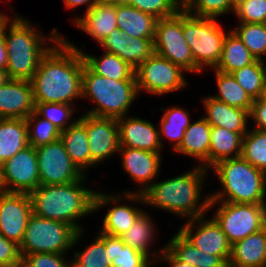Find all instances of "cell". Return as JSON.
Wrapping results in <instances>:
<instances>
[{
    "label": "cell",
    "mask_w": 266,
    "mask_h": 267,
    "mask_svg": "<svg viewBox=\"0 0 266 267\" xmlns=\"http://www.w3.org/2000/svg\"><path fill=\"white\" fill-rule=\"evenodd\" d=\"M81 51L64 37L54 43L30 80L34 103L74 105V99L82 98L85 63Z\"/></svg>",
    "instance_id": "obj_1"
},
{
    "label": "cell",
    "mask_w": 266,
    "mask_h": 267,
    "mask_svg": "<svg viewBox=\"0 0 266 267\" xmlns=\"http://www.w3.org/2000/svg\"><path fill=\"white\" fill-rule=\"evenodd\" d=\"M208 170L197 165L192 171L164 181L153 182L142 193L124 192L122 198L128 202L146 203L177 216L189 217L191 220L209 211L210 194L201 200V188Z\"/></svg>",
    "instance_id": "obj_2"
},
{
    "label": "cell",
    "mask_w": 266,
    "mask_h": 267,
    "mask_svg": "<svg viewBox=\"0 0 266 267\" xmlns=\"http://www.w3.org/2000/svg\"><path fill=\"white\" fill-rule=\"evenodd\" d=\"M85 179L86 175L72 183L39 185L29 194L33 214L65 222L77 231L83 230L77 220L94 212L96 194V191L82 186Z\"/></svg>",
    "instance_id": "obj_3"
},
{
    "label": "cell",
    "mask_w": 266,
    "mask_h": 267,
    "mask_svg": "<svg viewBox=\"0 0 266 267\" xmlns=\"http://www.w3.org/2000/svg\"><path fill=\"white\" fill-rule=\"evenodd\" d=\"M11 20L3 23L8 53L6 71L10 79L30 81L37 71L41 58L53 46L52 43H56L62 36L55 28L51 31V37L48 36L47 39L43 33L30 25L28 19L17 16L16 12ZM46 41L49 43L46 44Z\"/></svg>",
    "instance_id": "obj_4"
},
{
    "label": "cell",
    "mask_w": 266,
    "mask_h": 267,
    "mask_svg": "<svg viewBox=\"0 0 266 267\" xmlns=\"http://www.w3.org/2000/svg\"><path fill=\"white\" fill-rule=\"evenodd\" d=\"M221 189L210 195V201L266 204V173L242 157L225 159L213 167Z\"/></svg>",
    "instance_id": "obj_5"
},
{
    "label": "cell",
    "mask_w": 266,
    "mask_h": 267,
    "mask_svg": "<svg viewBox=\"0 0 266 267\" xmlns=\"http://www.w3.org/2000/svg\"><path fill=\"white\" fill-rule=\"evenodd\" d=\"M139 95L136 80H112L93 73L85 64L82 74V99L89 98L94 108L86 114L120 118L128 114L131 103ZM97 105V106H95Z\"/></svg>",
    "instance_id": "obj_6"
},
{
    "label": "cell",
    "mask_w": 266,
    "mask_h": 267,
    "mask_svg": "<svg viewBox=\"0 0 266 267\" xmlns=\"http://www.w3.org/2000/svg\"><path fill=\"white\" fill-rule=\"evenodd\" d=\"M183 34L196 66L201 71L205 67L214 69L227 35L216 18L194 16L183 8Z\"/></svg>",
    "instance_id": "obj_7"
},
{
    "label": "cell",
    "mask_w": 266,
    "mask_h": 267,
    "mask_svg": "<svg viewBox=\"0 0 266 267\" xmlns=\"http://www.w3.org/2000/svg\"><path fill=\"white\" fill-rule=\"evenodd\" d=\"M83 231H77L65 222L45 219L32 214L20 244L21 254H65L79 242Z\"/></svg>",
    "instance_id": "obj_8"
},
{
    "label": "cell",
    "mask_w": 266,
    "mask_h": 267,
    "mask_svg": "<svg viewBox=\"0 0 266 267\" xmlns=\"http://www.w3.org/2000/svg\"><path fill=\"white\" fill-rule=\"evenodd\" d=\"M215 204L219 207L213 218L231 245L266 227V204L210 201L209 209Z\"/></svg>",
    "instance_id": "obj_9"
},
{
    "label": "cell",
    "mask_w": 266,
    "mask_h": 267,
    "mask_svg": "<svg viewBox=\"0 0 266 267\" xmlns=\"http://www.w3.org/2000/svg\"><path fill=\"white\" fill-rule=\"evenodd\" d=\"M155 54L170 60L187 72H201L196 66L183 34V8L175 15L157 20Z\"/></svg>",
    "instance_id": "obj_10"
},
{
    "label": "cell",
    "mask_w": 266,
    "mask_h": 267,
    "mask_svg": "<svg viewBox=\"0 0 266 267\" xmlns=\"http://www.w3.org/2000/svg\"><path fill=\"white\" fill-rule=\"evenodd\" d=\"M184 70L170 60L153 54L135 70L137 90L153 95H166L187 86Z\"/></svg>",
    "instance_id": "obj_11"
},
{
    "label": "cell",
    "mask_w": 266,
    "mask_h": 267,
    "mask_svg": "<svg viewBox=\"0 0 266 267\" xmlns=\"http://www.w3.org/2000/svg\"><path fill=\"white\" fill-rule=\"evenodd\" d=\"M35 149L40 185L72 183L86 175L71 160L60 138Z\"/></svg>",
    "instance_id": "obj_12"
},
{
    "label": "cell",
    "mask_w": 266,
    "mask_h": 267,
    "mask_svg": "<svg viewBox=\"0 0 266 267\" xmlns=\"http://www.w3.org/2000/svg\"><path fill=\"white\" fill-rule=\"evenodd\" d=\"M2 191L30 194L40 185L36 149L27 146L3 163L0 170Z\"/></svg>",
    "instance_id": "obj_13"
},
{
    "label": "cell",
    "mask_w": 266,
    "mask_h": 267,
    "mask_svg": "<svg viewBox=\"0 0 266 267\" xmlns=\"http://www.w3.org/2000/svg\"><path fill=\"white\" fill-rule=\"evenodd\" d=\"M204 217L203 215L188 219L178 232L196 248L204 253L220 256L228 264L232 245L216 220ZM194 227L197 228H195L196 231L193 229Z\"/></svg>",
    "instance_id": "obj_14"
},
{
    "label": "cell",
    "mask_w": 266,
    "mask_h": 267,
    "mask_svg": "<svg viewBox=\"0 0 266 267\" xmlns=\"http://www.w3.org/2000/svg\"><path fill=\"white\" fill-rule=\"evenodd\" d=\"M32 214L29 194L0 193V233L8 240L21 244Z\"/></svg>",
    "instance_id": "obj_15"
},
{
    "label": "cell",
    "mask_w": 266,
    "mask_h": 267,
    "mask_svg": "<svg viewBox=\"0 0 266 267\" xmlns=\"http://www.w3.org/2000/svg\"><path fill=\"white\" fill-rule=\"evenodd\" d=\"M91 161L97 165L119 151V126L116 118L85 114Z\"/></svg>",
    "instance_id": "obj_16"
},
{
    "label": "cell",
    "mask_w": 266,
    "mask_h": 267,
    "mask_svg": "<svg viewBox=\"0 0 266 267\" xmlns=\"http://www.w3.org/2000/svg\"><path fill=\"white\" fill-rule=\"evenodd\" d=\"M122 156L123 169L131 179L141 185V188L132 193H142L153 184V180L160 173L161 153H153L136 148L119 147Z\"/></svg>",
    "instance_id": "obj_17"
},
{
    "label": "cell",
    "mask_w": 266,
    "mask_h": 267,
    "mask_svg": "<svg viewBox=\"0 0 266 267\" xmlns=\"http://www.w3.org/2000/svg\"><path fill=\"white\" fill-rule=\"evenodd\" d=\"M120 147L136 148L153 153H161L159 131L152 122L140 117L117 118Z\"/></svg>",
    "instance_id": "obj_18"
},
{
    "label": "cell",
    "mask_w": 266,
    "mask_h": 267,
    "mask_svg": "<svg viewBox=\"0 0 266 267\" xmlns=\"http://www.w3.org/2000/svg\"><path fill=\"white\" fill-rule=\"evenodd\" d=\"M99 44L106 52L117 55L135 70L155 53L154 38L128 37L118 28L114 29Z\"/></svg>",
    "instance_id": "obj_19"
},
{
    "label": "cell",
    "mask_w": 266,
    "mask_h": 267,
    "mask_svg": "<svg viewBox=\"0 0 266 267\" xmlns=\"http://www.w3.org/2000/svg\"><path fill=\"white\" fill-rule=\"evenodd\" d=\"M122 202L120 195L113 196L109 194H103V192H96L94 200V212L100 210V208L106 205L115 204L116 206L108 209L107 214L103 218V226L99 232L104 234L120 237L127 232L135 222V220L143 213L142 209L135 208L133 206L119 204ZM119 204V205H118Z\"/></svg>",
    "instance_id": "obj_20"
},
{
    "label": "cell",
    "mask_w": 266,
    "mask_h": 267,
    "mask_svg": "<svg viewBox=\"0 0 266 267\" xmlns=\"http://www.w3.org/2000/svg\"><path fill=\"white\" fill-rule=\"evenodd\" d=\"M34 106L30 81L10 79L0 86V118L26 119Z\"/></svg>",
    "instance_id": "obj_21"
},
{
    "label": "cell",
    "mask_w": 266,
    "mask_h": 267,
    "mask_svg": "<svg viewBox=\"0 0 266 267\" xmlns=\"http://www.w3.org/2000/svg\"><path fill=\"white\" fill-rule=\"evenodd\" d=\"M73 24L100 43L117 29L116 3L98 1L84 16L75 17Z\"/></svg>",
    "instance_id": "obj_22"
},
{
    "label": "cell",
    "mask_w": 266,
    "mask_h": 267,
    "mask_svg": "<svg viewBox=\"0 0 266 267\" xmlns=\"http://www.w3.org/2000/svg\"><path fill=\"white\" fill-rule=\"evenodd\" d=\"M202 103L206 113L204 118L212 127H222L240 133L242 136L248 132V111L231 107L210 95L205 97Z\"/></svg>",
    "instance_id": "obj_23"
},
{
    "label": "cell",
    "mask_w": 266,
    "mask_h": 267,
    "mask_svg": "<svg viewBox=\"0 0 266 267\" xmlns=\"http://www.w3.org/2000/svg\"><path fill=\"white\" fill-rule=\"evenodd\" d=\"M228 267H266V227L232 245Z\"/></svg>",
    "instance_id": "obj_24"
},
{
    "label": "cell",
    "mask_w": 266,
    "mask_h": 267,
    "mask_svg": "<svg viewBox=\"0 0 266 267\" xmlns=\"http://www.w3.org/2000/svg\"><path fill=\"white\" fill-rule=\"evenodd\" d=\"M212 126L202 117L190 123L185 130L180 146L175 150L179 154L198 159L199 166L209 168V149Z\"/></svg>",
    "instance_id": "obj_25"
},
{
    "label": "cell",
    "mask_w": 266,
    "mask_h": 267,
    "mask_svg": "<svg viewBox=\"0 0 266 267\" xmlns=\"http://www.w3.org/2000/svg\"><path fill=\"white\" fill-rule=\"evenodd\" d=\"M157 20L126 3H116L117 27L128 37L155 38Z\"/></svg>",
    "instance_id": "obj_26"
},
{
    "label": "cell",
    "mask_w": 266,
    "mask_h": 267,
    "mask_svg": "<svg viewBox=\"0 0 266 267\" xmlns=\"http://www.w3.org/2000/svg\"><path fill=\"white\" fill-rule=\"evenodd\" d=\"M62 140L67 153L77 167L85 174L84 170L96 166L91 161L88 136L85 130V113L78 120L61 132Z\"/></svg>",
    "instance_id": "obj_27"
},
{
    "label": "cell",
    "mask_w": 266,
    "mask_h": 267,
    "mask_svg": "<svg viewBox=\"0 0 266 267\" xmlns=\"http://www.w3.org/2000/svg\"><path fill=\"white\" fill-rule=\"evenodd\" d=\"M29 146L25 119L0 118V170L3 163Z\"/></svg>",
    "instance_id": "obj_28"
},
{
    "label": "cell",
    "mask_w": 266,
    "mask_h": 267,
    "mask_svg": "<svg viewBox=\"0 0 266 267\" xmlns=\"http://www.w3.org/2000/svg\"><path fill=\"white\" fill-rule=\"evenodd\" d=\"M85 65L95 74L112 80H136L135 69L117 55L104 51L100 58L81 51Z\"/></svg>",
    "instance_id": "obj_29"
},
{
    "label": "cell",
    "mask_w": 266,
    "mask_h": 267,
    "mask_svg": "<svg viewBox=\"0 0 266 267\" xmlns=\"http://www.w3.org/2000/svg\"><path fill=\"white\" fill-rule=\"evenodd\" d=\"M243 136L222 127H212L209 149V168L218 162L241 157Z\"/></svg>",
    "instance_id": "obj_30"
},
{
    "label": "cell",
    "mask_w": 266,
    "mask_h": 267,
    "mask_svg": "<svg viewBox=\"0 0 266 267\" xmlns=\"http://www.w3.org/2000/svg\"><path fill=\"white\" fill-rule=\"evenodd\" d=\"M148 215L149 214H146L144 210V212L132 224L131 228L127 230V232L122 234L120 238L122 239L125 245H128L134 248L135 250L145 254L151 261H153V263H155L157 262L156 258L159 257V254L164 251L166 246L160 248V252L158 250L149 252L148 248L152 246L150 244H152L153 239L155 238V227L153 224V220H151L152 218H150V216ZM156 253H158V256ZM152 255L154 257L151 258ZM155 256L157 257L155 258Z\"/></svg>",
    "instance_id": "obj_31"
},
{
    "label": "cell",
    "mask_w": 266,
    "mask_h": 267,
    "mask_svg": "<svg viewBox=\"0 0 266 267\" xmlns=\"http://www.w3.org/2000/svg\"><path fill=\"white\" fill-rule=\"evenodd\" d=\"M255 61L256 58L251 54L249 49L243 44L240 38L230 30L225 36L220 60L214 69L219 72L232 73Z\"/></svg>",
    "instance_id": "obj_32"
},
{
    "label": "cell",
    "mask_w": 266,
    "mask_h": 267,
    "mask_svg": "<svg viewBox=\"0 0 266 267\" xmlns=\"http://www.w3.org/2000/svg\"><path fill=\"white\" fill-rule=\"evenodd\" d=\"M111 267H150L153 262L143 253L125 245L120 237L104 234Z\"/></svg>",
    "instance_id": "obj_33"
},
{
    "label": "cell",
    "mask_w": 266,
    "mask_h": 267,
    "mask_svg": "<svg viewBox=\"0 0 266 267\" xmlns=\"http://www.w3.org/2000/svg\"><path fill=\"white\" fill-rule=\"evenodd\" d=\"M215 80L218 87V93L214 99L224 102L231 107L244 109L250 111L253 99L247 92L239 85L231 73L219 72L214 69Z\"/></svg>",
    "instance_id": "obj_34"
},
{
    "label": "cell",
    "mask_w": 266,
    "mask_h": 267,
    "mask_svg": "<svg viewBox=\"0 0 266 267\" xmlns=\"http://www.w3.org/2000/svg\"><path fill=\"white\" fill-rule=\"evenodd\" d=\"M188 114L186 110L177 106H173L164 111L160 125H158L161 128L159 139L162 147L164 146L162 142L163 137L168 138L169 141H173L174 145L172 146L174 151L180 146L185 130L190 125L191 120Z\"/></svg>",
    "instance_id": "obj_35"
},
{
    "label": "cell",
    "mask_w": 266,
    "mask_h": 267,
    "mask_svg": "<svg viewBox=\"0 0 266 267\" xmlns=\"http://www.w3.org/2000/svg\"><path fill=\"white\" fill-rule=\"evenodd\" d=\"M231 74L253 100L263 96L266 77V66L263 60H256Z\"/></svg>",
    "instance_id": "obj_36"
},
{
    "label": "cell",
    "mask_w": 266,
    "mask_h": 267,
    "mask_svg": "<svg viewBox=\"0 0 266 267\" xmlns=\"http://www.w3.org/2000/svg\"><path fill=\"white\" fill-rule=\"evenodd\" d=\"M256 60L266 55V23H239L231 29Z\"/></svg>",
    "instance_id": "obj_37"
},
{
    "label": "cell",
    "mask_w": 266,
    "mask_h": 267,
    "mask_svg": "<svg viewBox=\"0 0 266 267\" xmlns=\"http://www.w3.org/2000/svg\"><path fill=\"white\" fill-rule=\"evenodd\" d=\"M248 131L243 136L241 157L266 173V131Z\"/></svg>",
    "instance_id": "obj_38"
},
{
    "label": "cell",
    "mask_w": 266,
    "mask_h": 267,
    "mask_svg": "<svg viewBox=\"0 0 266 267\" xmlns=\"http://www.w3.org/2000/svg\"><path fill=\"white\" fill-rule=\"evenodd\" d=\"M96 236L83 251L74 253L72 267H111L104 244V233L99 232Z\"/></svg>",
    "instance_id": "obj_39"
},
{
    "label": "cell",
    "mask_w": 266,
    "mask_h": 267,
    "mask_svg": "<svg viewBox=\"0 0 266 267\" xmlns=\"http://www.w3.org/2000/svg\"><path fill=\"white\" fill-rule=\"evenodd\" d=\"M25 120L27 124L28 143L30 146L36 148L54 142L60 138L61 131L50 121L38 116L34 111Z\"/></svg>",
    "instance_id": "obj_40"
},
{
    "label": "cell",
    "mask_w": 266,
    "mask_h": 267,
    "mask_svg": "<svg viewBox=\"0 0 266 267\" xmlns=\"http://www.w3.org/2000/svg\"><path fill=\"white\" fill-rule=\"evenodd\" d=\"M34 104V112L43 119L50 121L61 132L78 120L72 118L73 121H71L72 113L75 114V108L70 104L45 102Z\"/></svg>",
    "instance_id": "obj_41"
},
{
    "label": "cell",
    "mask_w": 266,
    "mask_h": 267,
    "mask_svg": "<svg viewBox=\"0 0 266 267\" xmlns=\"http://www.w3.org/2000/svg\"><path fill=\"white\" fill-rule=\"evenodd\" d=\"M183 8L191 15L203 18H219L232 12L235 7L232 0H183Z\"/></svg>",
    "instance_id": "obj_42"
},
{
    "label": "cell",
    "mask_w": 266,
    "mask_h": 267,
    "mask_svg": "<svg viewBox=\"0 0 266 267\" xmlns=\"http://www.w3.org/2000/svg\"><path fill=\"white\" fill-rule=\"evenodd\" d=\"M126 4L158 20L173 16L183 8V0H128Z\"/></svg>",
    "instance_id": "obj_43"
},
{
    "label": "cell",
    "mask_w": 266,
    "mask_h": 267,
    "mask_svg": "<svg viewBox=\"0 0 266 267\" xmlns=\"http://www.w3.org/2000/svg\"><path fill=\"white\" fill-rule=\"evenodd\" d=\"M165 244L166 248L181 262L200 267L201 250L193 246L178 231Z\"/></svg>",
    "instance_id": "obj_44"
},
{
    "label": "cell",
    "mask_w": 266,
    "mask_h": 267,
    "mask_svg": "<svg viewBox=\"0 0 266 267\" xmlns=\"http://www.w3.org/2000/svg\"><path fill=\"white\" fill-rule=\"evenodd\" d=\"M234 14L240 23H266V0H244Z\"/></svg>",
    "instance_id": "obj_45"
},
{
    "label": "cell",
    "mask_w": 266,
    "mask_h": 267,
    "mask_svg": "<svg viewBox=\"0 0 266 267\" xmlns=\"http://www.w3.org/2000/svg\"><path fill=\"white\" fill-rule=\"evenodd\" d=\"M65 255L67 256L56 253L22 254L21 267H72V262Z\"/></svg>",
    "instance_id": "obj_46"
},
{
    "label": "cell",
    "mask_w": 266,
    "mask_h": 267,
    "mask_svg": "<svg viewBox=\"0 0 266 267\" xmlns=\"http://www.w3.org/2000/svg\"><path fill=\"white\" fill-rule=\"evenodd\" d=\"M20 245L0 233V267H21Z\"/></svg>",
    "instance_id": "obj_47"
},
{
    "label": "cell",
    "mask_w": 266,
    "mask_h": 267,
    "mask_svg": "<svg viewBox=\"0 0 266 267\" xmlns=\"http://www.w3.org/2000/svg\"><path fill=\"white\" fill-rule=\"evenodd\" d=\"M249 118L254 121L253 129L266 131V100L262 97L253 100Z\"/></svg>",
    "instance_id": "obj_48"
},
{
    "label": "cell",
    "mask_w": 266,
    "mask_h": 267,
    "mask_svg": "<svg viewBox=\"0 0 266 267\" xmlns=\"http://www.w3.org/2000/svg\"><path fill=\"white\" fill-rule=\"evenodd\" d=\"M200 267H228V264L220 256L201 251Z\"/></svg>",
    "instance_id": "obj_49"
},
{
    "label": "cell",
    "mask_w": 266,
    "mask_h": 267,
    "mask_svg": "<svg viewBox=\"0 0 266 267\" xmlns=\"http://www.w3.org/2000/svg\"><path fill=\"white\" fill-rule=\"evenodd\" d=\"M162 255V256H161ZM158 257L157 261H165L169 264V267H194L186 262L178 260L166 247Z\"/></svg>",
    "instance_id": "obj_50"
},
{
    "label": "cell",
    "mask_w": 266,
    "mask_h": 267,
    "mask_svg": "<svg viewBox=\"0 0 266 267\" xmlns=\"http://www.w3.org/2000/svg\"><path fill=\"white\" fill-rule=\"evenodd\" d=\"M8 53L5 45L3 23L0 24V69L6 70Z\"/></svg>",
    "instance_id": "obj_51"
},
{
    "label": "cell",
    "mask_w": 266,
    "mask_h": 267,
    "mask_svg": "<svg viewBox=\"0 0 266 267\" xmlns=\"http://www.w3.org/2000/svg\"><path fill=\"white\" fill-rule=\"evenodd\" d=\"M63 1H64L65 6L68 7V9L86 4L87 7L85 11L87 12L92 6H94L96 2L100 0H63Z\"/></svg>",
    "instance_id": "obj_52"
},
{
    "label": "cell",
    "mask_w": 266,
    "mask_h": 267,
    "mask_svg": "<svg viewBox=\"0 0 266 267\" xmlns=\"http://www.w3.org/2000/svg\"><path fill=\"white\" fill-rule=\"evenodd\" d=\"M8 80H10L8 73L4 69H0V86L5 84Z\"/></svg>",
    "instance_id": "obj_53"
},
{
    "label": "cell",
    "mask_w": 266,
    "mask_h": 267,
    "mask_svg": "<svg viewBox=\"0 0 266 267\" xmlns=\"http://www.w3.org/2000/svg\"><path fill=\"white\" fill-rule=\"evenodd\" d=\"M9 20H11V18L8 17L5 13H0V24L8 22Z\"/></svg>",
    "instance_id": "obj_54"
},
{
    "label": "cell",
    "mask_w": 266,
    "mask_h": 267,
    "mask_svg": "<svg viewBox=\"0 0 266 267\" xmlns=\"http://www.w3.org/2000/svg\"><path fill=\"white\" fill-rule=\"evenodd\" d=\"M244 0H232V5L236 8L237 5H239Z\"/></svg>",
    "instance_id": "obj_55"
},
{
    "label": "cell",
    "mask_w": 266,
    "mask_h": 267,
    "mask_svg": "<svg viewBox=\"0 0 266 267\" xmlns=\"http://www.w3.org/2000/svg\"><path fill=\"white\" fill-rule=\"evenodd\" d=\"M262 98H263L264 100H266V77H265L264 93H263Z\"/></svg>",
    "instance_id": "obj_56"
},
{
    "label": "cell",
    "mask_w": 266,
    "mask_h": 267,
    "mask_svg": "<svg viewBox=\"0 0 266 267\" xmlns=\"http://www.w3.org/2000/svg\"><path fill=\"white\" fill-rule=\"evenodd\" d=\"M103 2H115V3H119V0H100Z\"/></svg>",
    "instance_id": "obj_57"
},
{
    "label": "cell",
    "mask_w": 266,
    "mask_h": 267,
    "mask_svg": "<svg viewBox=\"0 0 266 267\" xmlns=\"http://www.w3.org/2000/svg\"><path fill=\"white\" fill-rule=\"evenodd\" d=\"M128 0H119V3H126Z\"/></svg>",
    "instance_id": "obj_58"
}]
</instances>
